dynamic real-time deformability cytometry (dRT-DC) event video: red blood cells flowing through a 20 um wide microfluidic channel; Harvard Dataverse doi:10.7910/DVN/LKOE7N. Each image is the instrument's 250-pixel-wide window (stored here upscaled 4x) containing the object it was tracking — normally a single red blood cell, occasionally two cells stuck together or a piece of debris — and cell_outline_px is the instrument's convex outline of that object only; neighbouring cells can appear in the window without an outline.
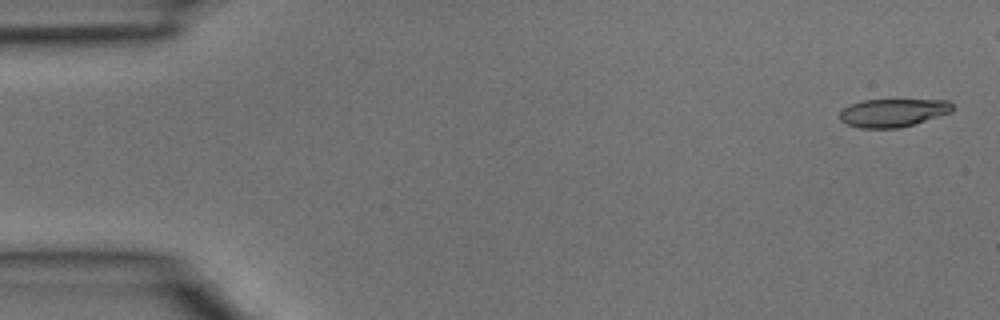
{"species": "common noctule bat (a hibernating species)", "species_latin": "Nyctalus noctula", "temperature_condition": "room temperature", "stored_images_in_passage": 3, "segment_of_instrument_passage": [2, 2], "camera_frame_rate_fps": 3000, "um_per_image_px": 0.085, "animal": {"sex": "male", "body_mass_g": 15.6}, "frame": {"image": 1, "passage_image": 3, "time_ms": 0.667, "image_size_px": [1000, 320], "cell_outline_px": [[952, 112], [912, 124], [896, 128], [860, 128], [848, 124], [840, 120], [840, 112], [844, 108], [852, 104], [864, 100], [948, 100], [952, 104]], "centroid_in_image_um": [75.9, 9.58], "position_along_channel_um": 9.1, "area_um2": 18.15}}